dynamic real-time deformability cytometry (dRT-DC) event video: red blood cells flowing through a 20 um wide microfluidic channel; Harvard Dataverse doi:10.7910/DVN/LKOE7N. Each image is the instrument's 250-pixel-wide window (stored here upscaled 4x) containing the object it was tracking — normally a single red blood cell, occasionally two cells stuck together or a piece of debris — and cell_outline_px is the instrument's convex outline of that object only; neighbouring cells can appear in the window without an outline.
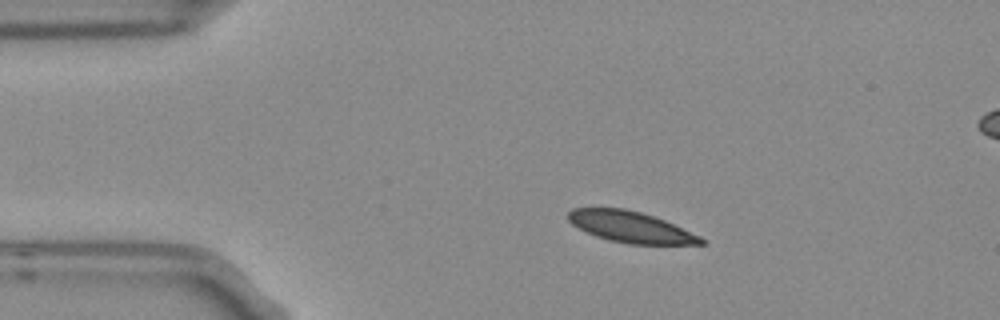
{"species": "Egyptian fruit bat (a non-hibernating species)", "species_latin": "Rousettus aegyptiacus", "temperature_condition": "room temperature", "stored_images_in_passage": 4, "segment_of_instrument_passage": [1, 2], "camera_frame_rate_fps": 3000, "um_per_image_px": 0.085, "frame": {"image": 1, "passage_image": 2, "time_ms": 0.333, "image_size_px": [1000, 320], "cell_outline_px": [[704, 244], [628, 244], [608, 240], [596, 236], [572, 224], [568, 220], [568, 212], [572, 208], [624, 208], [640, 212], [664, 220], [700, 236], [704, 240]], "centroid_in_image_um": [53.58, 19.29], "position_along_channel_um": 31.4, "area_um2": 23.76}}